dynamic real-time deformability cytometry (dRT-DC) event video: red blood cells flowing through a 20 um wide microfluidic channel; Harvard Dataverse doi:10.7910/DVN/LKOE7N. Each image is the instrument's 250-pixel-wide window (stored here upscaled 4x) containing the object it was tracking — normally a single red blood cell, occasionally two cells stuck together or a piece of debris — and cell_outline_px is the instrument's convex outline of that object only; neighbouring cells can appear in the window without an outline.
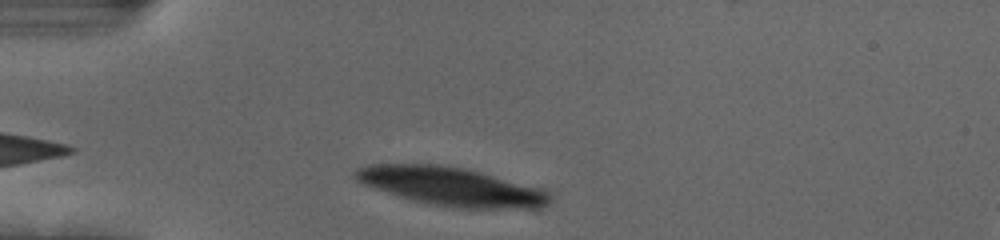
{"species": "human", "species_latin": "Homo sapiens", "temperature_condition": "cold", "stored_images_in_passage": 34, "camera_frame_rate_fps": 3000, "um_per_image_px": 0.085, "donor": {"sex": "female"}, "frame": {"image": 1, "passage_image": 2, "time_ms": 0.333, "image_size_px": [1000, 240], "cell_outline_px": [[548, 204], [536, 208], [452, 208], [428, 204], [412, 200], [364, 184], [356, 180], [352, 176], [352, 172], [356, 168], [368, 164], [436, 164], [464, 168], [492, 176], [532, 188], [544, 192], [548, 196]], "centroid_in_image_um": [38.17, 15.85], "position_along_channel_um": 46.8, "area_um2": 42.48}}
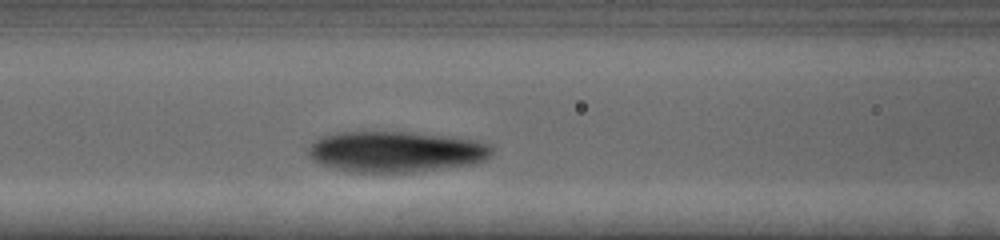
{"frame": {"image": 2, "passage_image": 11, "time_ms": 3.333, "image_size_px": [1000, 240], "cell_outline_px": [[492, 152], [484, 160], [476, 164], [404, 172], [352, 172], [320, 164], [312, 160], [308, 156], [308, 148], [316, 140], [324, 136], [336, 132], [408, 132], [476, 140], [488, 144], [492, 148]], "centroid_in_image_um": [33.61, 12.89], "position_along_channel_um": 133.0, "area_um2": 43.23}}
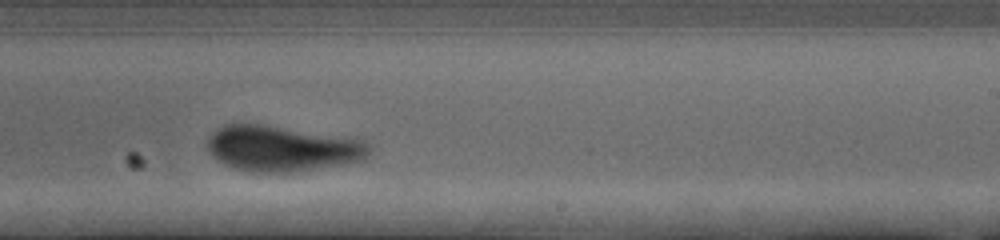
{"frame": {"image": 3, "passage_image": 22, "time_ms": 7.0, "image_size_px": [1000, 240], "cell_outline_px": [[372, 152], [364, 160], [296, 172], [252, 172], [236, 168], [224, 164], [208, 148], [208, 140], [224, 124], [260, 124], [364, 140], [372, 148]], "centroid_in_image_um": [24.05, 12.64], "position_along_channel_um": 264.9, "area_um2": 42.31}, "authors_computed_cell_mechanics": {"area_um2": 43.2344, "velocity_mm_per_s": 3.6281, "shape_relaxation_time_tau1_ms": 2.9753, "shape_relaxation_time_tau2_ms": 1.5589, "deformation_change_tau1": 0.1271, "deformation_change_tau2": 0.0837}}